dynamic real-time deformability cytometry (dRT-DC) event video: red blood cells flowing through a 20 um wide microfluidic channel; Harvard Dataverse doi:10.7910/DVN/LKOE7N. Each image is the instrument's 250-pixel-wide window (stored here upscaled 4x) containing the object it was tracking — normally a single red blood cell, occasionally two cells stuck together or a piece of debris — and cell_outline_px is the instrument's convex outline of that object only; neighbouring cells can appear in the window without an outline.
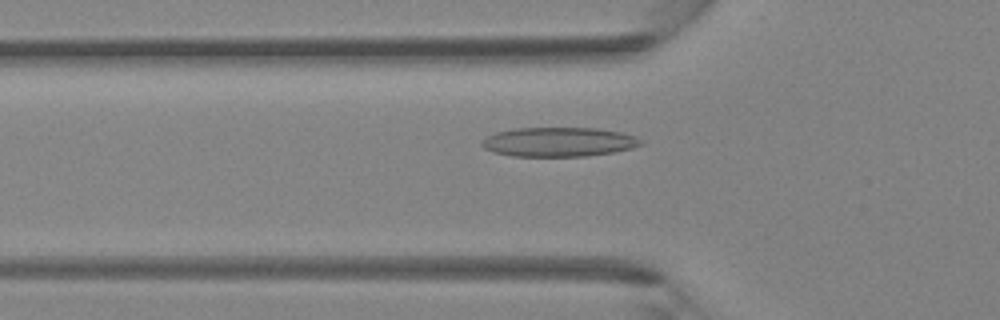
{"species": "Egyptian fruit bat (a non-hibernating species)", "species_latin": "Rousettus aegyptiacus", "temperature_condition": "room temperature", "stored_images_in_passage": 42, "camera_frame_rate_fps": 3000, "um_per_image_px": 0.085, "animal": {"sex": "female"}, "frame": {"image": 1, "passage_image": 13, "time_ms": 4.0, "image_size_px": [1000, 320], "cell_outline_px": [[644, 144], [632, 148], [612, 152], [584, 156], [512, 156], [496, 152], [484, 148], [480, 144], [480, 140], [496, 132], [516, 128], [596, 128], [620, 132], [636, 136]], "centroid_in_image_um": [47.48, 12.06], "position_along_channel_um": 78.3, "area_um2": 27.05}}
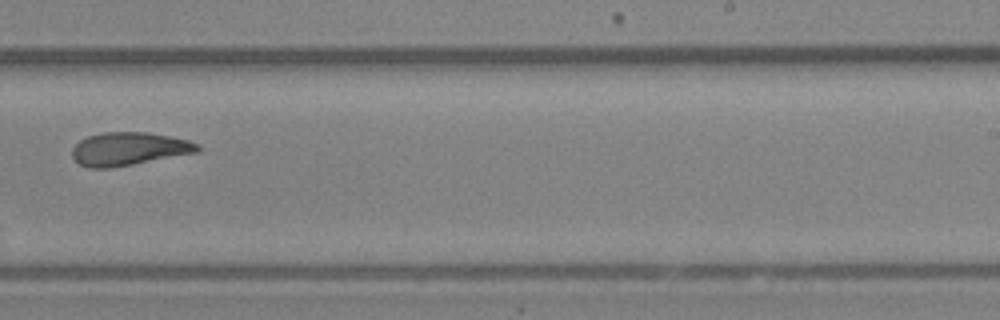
{"frame": {"image": 2, "passage_image": 26, "time_ms": 8.333, "image_size_px": [1000, 320], "cell_outline_px": [[200, 152], [132, 164], [108, 168], [88, 168], [80, 164], [72, 156], [72, 148], [80, 140], [88, 136], [104, 132], [148, 132], [188, 140], [200, 144]], "centroid_in_image_um": [10.97, 12.65], "position_along_channel_um": 278.0, "area_um2": 24.16}}
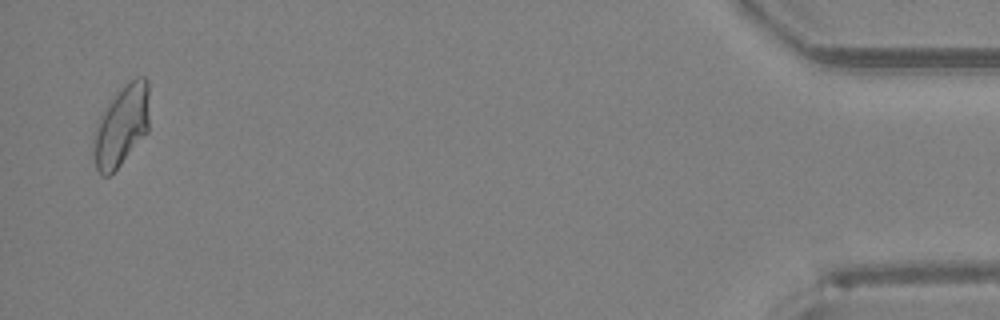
{"frame": {"image": 3, "passage_image": 41, "time_ms": 13.333, "image_size_px": [1000, 320], "cell_outline_px": [[148, 132], [120, 164], [108, 176], [100, 176], [96, 168], [92, 152], [96, 128], [100, 116], [104, 108], [116, 92], [128, 80], [136, 76], [144, 76], [148, 80]], "centroid_in_image_um": [10.32, 10.65], "position_along_channel_um": 424.9, "area_um2": 26.36}}